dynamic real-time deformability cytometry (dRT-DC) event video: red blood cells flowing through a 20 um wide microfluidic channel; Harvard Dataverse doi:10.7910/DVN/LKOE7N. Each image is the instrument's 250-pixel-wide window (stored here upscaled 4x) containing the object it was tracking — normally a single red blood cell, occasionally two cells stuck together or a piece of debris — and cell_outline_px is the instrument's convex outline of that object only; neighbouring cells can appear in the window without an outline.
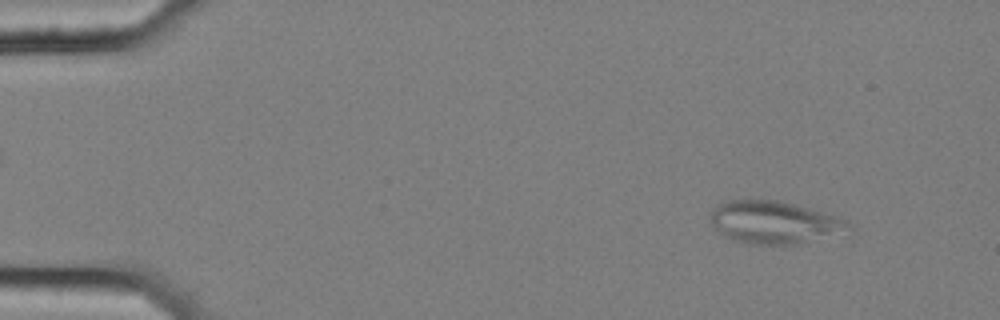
{"species": "common noctule bat (a hibernating species)", "species_latin": "Nyctalus noctula", "temperature_condition": "cold", "stored_images_in_passage": 55, "camera_frame_rate_fps": 3000, "um_per_image_px": 0.085, "animal": {"sex": "female", "body_mass_g": 25.1}, "frame": {"image": 1, "passage_image": 5, "time_ms": 1.333, "image_size_px": [1000, 320], "cell_outline_px": [[852, 228], [796, 244], [780, 248], [748, 244], [732, 240], [724, 236], [712, 224], [708, 216], [712, 208], [716, 204], [724, 200], [780, 200], [836, 216], [848, 220], [852, 224]], "centroid_in_image_um": [65.7, 18.92], "position_along_channel_um": 19.3, "area_um2": 34.68}}
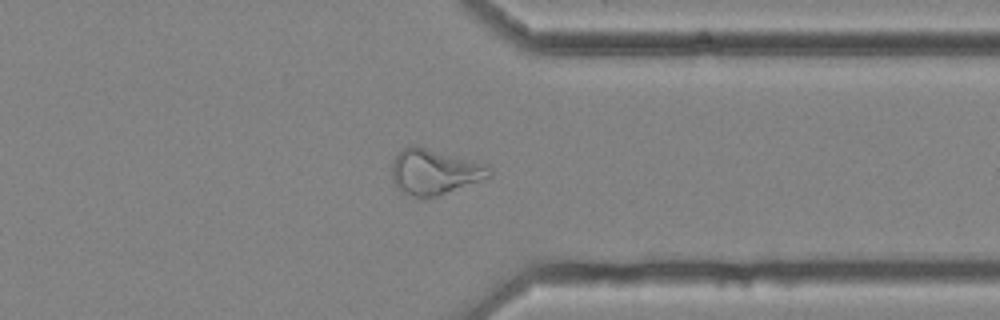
{"frame": {"image": 2, "passage_image": 43, "time_ms": 14.0, "image_size_px": [1000, 320], "cell_outline_px": [[492, 176], [436, 196], [424, 200], [400, 192], [392, 180], [392, 160], [400, 148], [416, 144], [488, 164], [492, 168]], "centroid_in_image_um": [36.9, 14.59], "position_along_channel_um": 374.5, "area_um2": 26.47}}
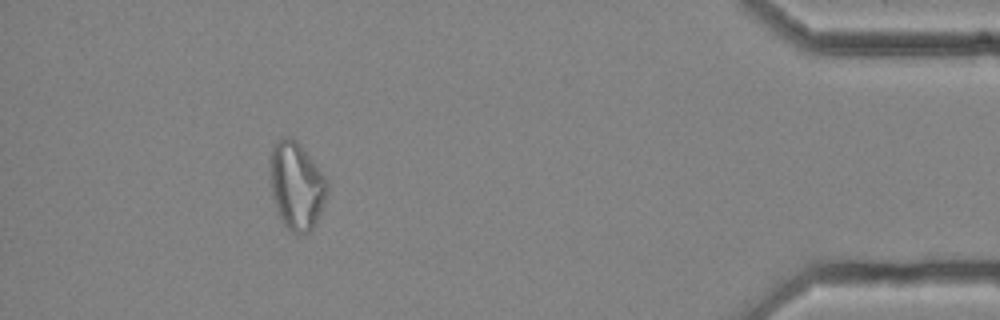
{"frame": {"image": 3, "passage_image": 50, "time_ms": 16.333, "image_size_px": [1000, 320], "cell_outline_px": [[328, 192], [320, 212], [312, 228], [308, 232], [292, 232], [284, 224], [276, 208], [268, 180], [272, 144], [276, 140], [284, 136], [292, 136], [300, 144], [324, 176], [328, 184]], "centroid_in_image_um": [25.16, 15.72], "position_along_channel_um": 410.0, "area_um2": 29.07}}